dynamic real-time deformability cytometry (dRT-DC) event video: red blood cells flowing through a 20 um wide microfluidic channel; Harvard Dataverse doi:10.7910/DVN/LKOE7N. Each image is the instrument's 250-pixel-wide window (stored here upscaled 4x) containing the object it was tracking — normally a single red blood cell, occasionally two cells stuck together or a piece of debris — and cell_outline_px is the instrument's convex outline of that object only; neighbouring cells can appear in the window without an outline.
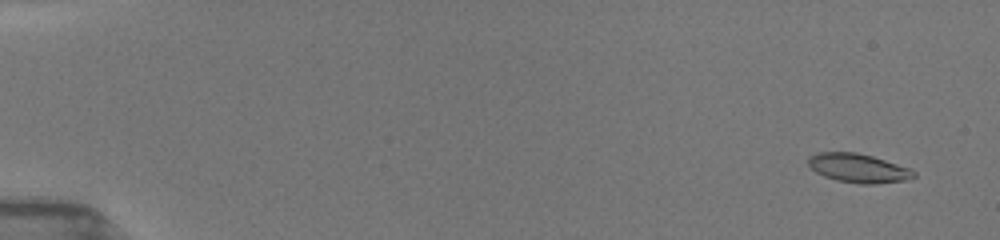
{"species": "common noctule bat (a hibernating species)", "species_latin": "Nyctalus noctula", "temperature_condition": "room temperature", "stored_images_in_passage": 6, "camera_frame_rate_fps": 3000, "um_per_image_px": 0.085, "animal": {"sex": "female", "body_mass_g": 19.5, "forearm_length_mm": 54.1}, "frame": {"image": 1, "passage_image": 1, "time_ms": 0.0, "image_size_px": [1000, 240], "cell_outline_px": [[916, 176], [904, 180], [876, 184], [860, 184], [836, 180], [824, 176], [816, 172], [808, 164], [808, 156], [816, 152], [856, 152], [872, 156], [912, 168], [916, 172]], "centroid_in_image_um": [72.96, 14.28], "position_along_channel_um": 12.0, "area_um2": 17.92}}
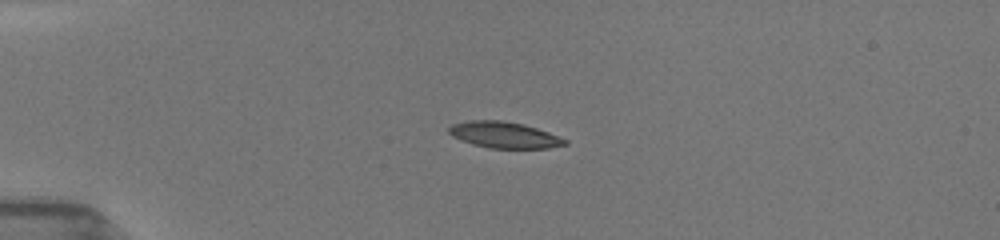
{"frame": {"image": 2, "passage_image": 5, "time_ms": 3.667, "image_size_px": [1000, 240], "cell_outline_px": [[568, 144], [548, 148], [488, 148], [472, 144], [460, 140], [452, 136], [448, 132], [448, 128], [452, 124], [468, 120], [504, 120], [524, 124], [548, 132], [568, 140]], "centroid_in_image_um": [42.84, 11.46], "position_along_channel_um": 42.2, "area_um2": 17.86}}